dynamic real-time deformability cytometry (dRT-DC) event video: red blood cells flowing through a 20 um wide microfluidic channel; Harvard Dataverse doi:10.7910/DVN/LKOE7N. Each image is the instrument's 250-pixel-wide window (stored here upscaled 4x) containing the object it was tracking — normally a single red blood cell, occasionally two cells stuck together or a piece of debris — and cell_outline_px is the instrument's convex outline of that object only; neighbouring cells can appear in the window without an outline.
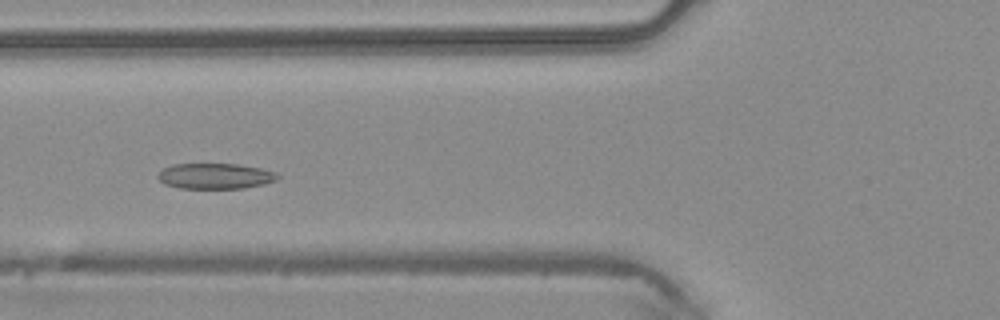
{"species": "common noctule bat (a hibernating species)", "species_latin": "Nyctalus noctula", "temperature_condition": "warm", "stored_images_in_passage": 38, "camera_frame_rate_fps": 3000, "um_per_image_px": 0.085, "animal": {"sex": "male", "body_mass_g": 20.4}, "frame": {"image": 1, "passage_image": 14, "time_ms": 4.333, "image_size_px": [1000, 320], "cell_outline_px": [[280, 176], [276, 180], [264, 184], [244, 188], [180, 188], [164, 184], [156, 176], [164, 168], [172, 164], [236, 164], [260, 168], [276, 172]], "centroid_in_image_um": [18.3, 14.96], "position_along_channel_um": 107.5, "area_um2": 17.8}}
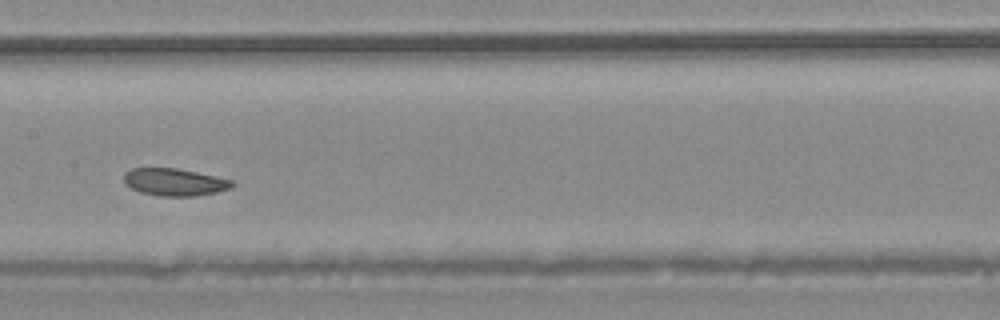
{"frame": {"image": 2, "passage_image": 20, "time_ms": 6.333, "image_size_px": [1000, 320], "cell_outline_px": [[236, 184], [232, 188], [216, 192], [196, 196], [160, 196], [140, 192], [124, 184], [124, 172], [132, 168], [176, 168], [216, 176], [232, 180]], "centroid_in_image_um": [14.84, 15.48], "position_along_channel_um": 192.6, "area_um2": 17.34}}
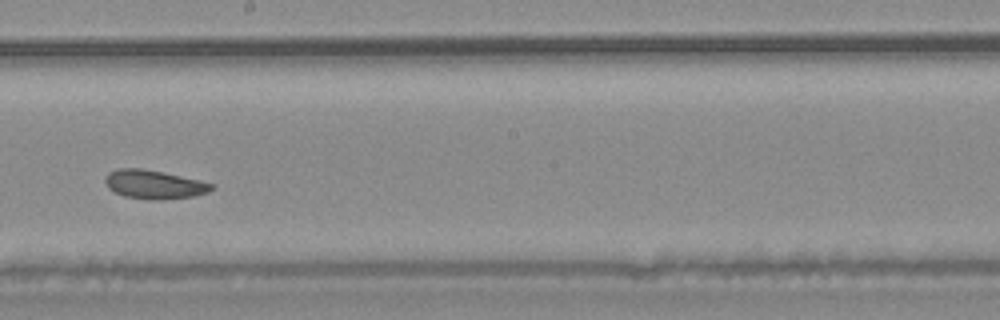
{"frame": {"image": 3, "passage_image": 23, "time_ms": 7.333, "image_size_px": [1000, 320], "cell_outline_px": [[216, 188], [208, 192], [192, 196], [156, 200], [148, 200], [124, 196], [108, 188], [104, 180], [104, 176], [108, 172], [116, 168], [144, 168], [164, 172], [200, 180], [216, 184]], "centroid_in_image_um": [13.1, 15.66], "position_along_channel_um": 235.1, "area_um2": 18.09}}